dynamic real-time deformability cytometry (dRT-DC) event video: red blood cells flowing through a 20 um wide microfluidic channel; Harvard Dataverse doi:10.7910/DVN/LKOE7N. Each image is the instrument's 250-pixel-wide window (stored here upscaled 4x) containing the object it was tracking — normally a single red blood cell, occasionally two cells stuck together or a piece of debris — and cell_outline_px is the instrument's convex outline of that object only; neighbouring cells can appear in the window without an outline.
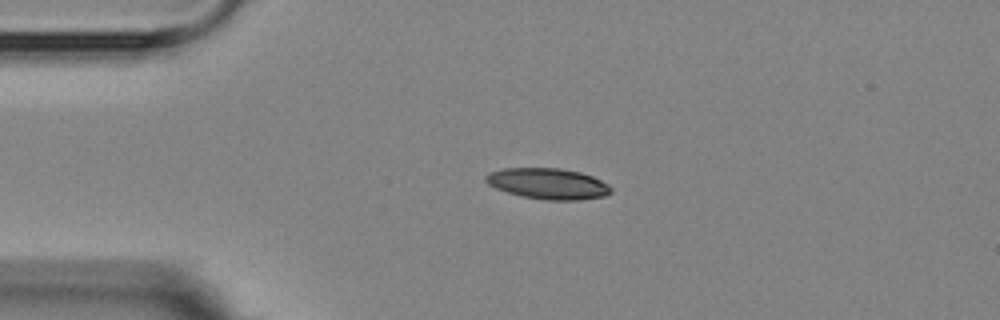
{"species": "Egyptian fruit bat (a non-hibernating species)", "species_latin": "Rousettus aegyptiacus", "temperature_condition": "room temperature", "stored_images_in_passage": 3, "camera_frame_rate_fps": 3000, "um_per_image_px": 0.085, "animal": {"sex": "female"}, "frame": {"image": 1, "passage_image": 2, "time_ms": 2.333, "image_size_px": [1000, 320], "cell_outline_px": [[612, 192], [604, 196], [576, 200], [544, 200], [524, 196], [508, 192], [496, 188], [488, 184], [484, 180], [484, 176], [492, 172], [504, 168], [560, 168], [580, 172], [592, 176], [608, 184], [612, 188]], "centroid_in_image_um": [46.59, 15.61], "position_along_channel_um": 38.4, "area_um2": 22.43}}